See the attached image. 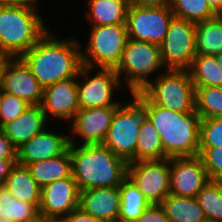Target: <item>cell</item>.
<instances>
[{
  "label": "cell",
  "instance_id": "cell-29",
  "mask_svg": "<svg viewBox=\"0 0 222 222\" xmlns=\"http://www.w3.org/2000/svg\"><path fill=\"white\" fill-rule=\"evenodd\" d=\"M38 215L39 209L34 204L16 199L4 185H0V217L26 222Z\"/></svg>",
  "mask_w": 222,
  "mask_h": 222
},
{
  "label": "cell",
  "instance_id": "cell-35",
  "mask_svg": "<svg viewBox=\"0 0 222 222\" xmlns=\"http://www.w3.org/2000/svg\"><path fill=\"white\" fill-rule=\"evenodd\" d=\"M201 158L210 180H222V146L215 148H199Z\"/></svg>",
  "mask_w": 222,
  "mask_h": 222
},
{
  "label": "cell",
  "instance_id": "cell-33",
  "mask_svg": "<svg viewBox=\"0 0 222 222\" xmlns=\"http://www.w3.org/2000/svg\"><path fill=\"white\" fill-rule=\"evenodd\" d=\"M222 146V117L201 119L199 148Z\"/></svg>",
  "mask_w": 222,
  "mask_h": 222
},
{
  "label": "cell",
  "instance_id": "cell-39",
  "mask_svg": "<svg viewBox=\"0 0 222 222\" xmlns=\"http://www.w3.org/2000/svg\"><path fill=\"white\" fill-rule=\"evenodd\" d=\"M17 163V159H0V185H4L11 168Z\"/></svg>",
  "mask_w": 222,
  "mask_h": 222
},
{
  "label": "cell",
  "instance_id": "cell-44",
  "mask_svg": "<svg viewBox=\"0 0 222 222\" xmlns=\"http://www.w3.org/2000/svg\"><path fill=\"white\" fill-rule=\"evenodd\" d=\"M46 219H47L46 217H44L43 215L39 214L34 219L28 220L26 222H46Z\"/></svg>",
  "mask_w": 222,
  "mask_h": 222
},
{
  "label": "cell",
  "instance_id": "cell-4",
  "mask_svg": "<svg viewBox=\"0 0 222 222\" xmlns=\"http://www.w3.org/2000/svg\"><path fill=\"white\" fill-rule=\"evenodd\" d=\"M37 3L0 6V55L20 58L48 31Z\"/></svg>",
  "mask_w": 222,
  "mask_h": 222
},
{
  "label": "cell",
  "instance_id": "cell-21",
  "mask_svg": "<svg viewBox=\"0 0 222 222\" xmlns=\"http://www.w3.org/2000/svg\"><path fill=\"white\" fill-rule=\"evenodd\" d=\"M4 186L16 199L34 204L39 209L42 188L33 179L27 166L16 163L11 168Z\"/></svg>",
  "mask_w": 222,
  "mask_h": 222
},
{
  "label": "cell",
  "instance_id": "cell-28",
  "mask_svg": "<svg viewBox=\"0 0 222 222\" xmlns=\"http://www.w3.org/2000/svg\"><path fill=\"white\" fill-rule=\"evenodd\" d=\"M187 70L194 86H222V69L214 56L196 55Z\"/></svg>",
  "mask_w": 222,
  "mask_h": 222
},
{
  "label": "cell",
  "instance_id": "cell-6",
  "mask_svg": "<svg viewBox=\"0 0 222 222\" xmlns=\"http://www.w3.org/2000/svg\"><path fill=\"white\" fill-rule=\"evenodd\" d=\"M142 89L155 105L176 112L195 110V86L188 70L166 69Z\"/></svg>",
  "mask_w": 222,
  "mask_h": 222
},
{
  "label": "cell",
  "instance_id": "cell-14",
  "mask_svg": "<svg viewBox=\"0 0 222 222\" xmlns=\"http://www.w3.org/2000/svg\"><path fill=\"white\" fill-rule=\"evenodd\" d=\"M80 189L71 176L42 187L39 214L47 219H64L79 207Z\"/></svg>",
  "mask_w": 222,
  "mask_h": 222
},
{
  "label": "cell",
  "instance_id": "cell-48",
  "mask_svg": "<svg viewBox=\"0 0 222 222\" xmlns=\"http://www.w3.org/2000/svg\"><path fill=\"white\" fill-rule=\"evenodd\" d=\"M217 16L222 18V10H221V12Z\"/></svg>",
  "mask_w": 222,
  "mask_h": 222
},
{
  "label": "cell",
  "instance_id": "cell-45",
  "mask_svg": "<svg viewBox=\"0 0 222 222\" xmlns=\"http://www.w3.org/2000/svg\"><path fill=\"white\" fill-rule=\"evenodd\" d=\"M214 57L216 58V62L218 63V65L222 69V54L215 55Z\"/></svg>",
  "mask_w": 222,
  "mask_h": 222
},
{
  "label": "cell",
  "instance_id": "cell-18",
  "mask_svg": "<svg viewBox=\"0 0 222 222\" xmlns=\"http://www.w3.org/2000/svg\"><path fill=\"white\" fill-rule=\"evenodd\" d=\"M70 145L69 136L51 133L45 129L17 149V163L23 166L65 153Z\"/></svg>",
  "mask_w": 222,
  "mask_h": 222
},
{
  "label": "cell",
  "instance_id": "cell-11",
  "mask_svg": "<svg viewBox=\"0 0 222 222\" xmlns=\"http://www.w3.org/2000/svg\"><path fill=\"white\" fill-rule=\"evenodd\" d=\"M173 16L170 6L141 7L130 4L126 20L128 38L160 45Z\"/></svg>",
  "mask_w": 222,
  "mask_h": 222
},
{
  "label": "cell",
  "instance_id": "cell-20",
  "mask_svg": "<svg viewBox=\"0 0 222 222\" xmlns=\"http://www.w3.org/2000/svg\"><path fill=\"white\" fill-rule=\"evenodd\" d=\"M46 117L41 105H29L16 119L4 124L0 129L18 149L46 127Z\"/></svg>",
  "mask_w": 222,
  "mask_h": 222
},
{
  "label": "cell",
  "instance_id": "cell-22",
  "mask_svg": "<svg viewBox=\"0 0 222 222\" xmlns=\"http://www.w3.org/2000/svg\"><path fill=\"white\" fill-rule=\"evenodd\" d=\"M33 179L42 188L51 182L72 176L69 149L60 156L27 165Z\"/></svg>",
  "mask_w": 222,
  "mask_h": 222
},
{
  "label": "cell",
  "instance_id": "cell-16",
  "mask_svg": "<svg viewBox=\"0 0 222 222\" xmlns=\"http://www.w3.org/2000/svg\"><path fill=\"white\" fill-rule=\"evenodd\" d=\"M119 107L79 109L70 124L73 134L83 140L82 145L102 144Z\"/></svg>",
  "mask_w": 222,
  "mask_h": 222
},
{
  "label": "cell",
  "instance_id": "cell-26",
  "mask_svg": "<svg viewBox=\"0 0 222 222\" xmlns=\"http://www.w3.org/2000/svg\"><path fill=\"white\" fill-rule=\"evenodd\" d=\"M120 212L118 222H134L151 204L141 191L126 178L119 186Z\"/></svg>",
  "mask_w": 222,
  "mask_h": 222
},
{
  "label": "cell",
  "instance_id": "cell-3",
  "mask_svg": "<svg viewBox=\"0 0 222 222\" xmlns=\"http://www.w3.org/2000/svg\"><path fill=\"white\" fill-rule=\"evenodd\" d=\"M148 119L158 131L168 158L198 156L201 117L196 110L176 112L148 99Z\"/></svg>",
  "mask_w": 222,
  "mask_h": 222
},
{
  "label": "cell",
  "instance_id": "cell-31",
  "mask_svg": "<svg viewBox=\"0 0 222 222\" xmlns=\"http://www.w3.org/2000/svg\"><path fill=\"white\" fill-rule=\"evenodd\" d=\"M196 199L208 222H222V183L210 180L197 194Z\"/></svg>",
  "mask_w": 222,
  "mask_h": 222
},
{
  "label": "cell",
  "instance_id": "cell-10",
  "mask_svg": "<svg viewBox=\"0 0 222 222\" xmlns=\"http://www.w3.org/2000/svg\"><path fill=\"white\" fill-rule=\"evenodd\" d=\"M127 178L151 204H161L170 194L169 158L128 163Z\"/></svg>",
  "mask_w": 222,
  "mask_h": 222
},
{
  "label": "cell",
  "instance_id": "cell-7",
  "mask_svg": "<svg viewBox=\"0 0 222 222\" xmlns=\"http://www.w3.org/2000/svg\"><path fill=\"white\" fill-rule=\"evenodd\" d=\"M163 67L159 45L128 38L115 72L120 82L121 76L125 73L124 81L131 93H134L142 91L147 86L150 82L147 79L149 74Z\"/></svg>",
  "mask_w": 222,
  "mask_h": 222
},
{
  "label": "cell",
  "instance_id": "cell-25",
  "mask_svg": "<svg viewBox=\"0 0 222 222\" xmlns=\"http://www.w3.org/2000/svg\"><path fill=\"white\" fill-rule=\"evenodd\" d=\"M196 55L215 56L222 54V18L196 23Z\"/></svg>",
  "mask_w": 222,
  "mask_h": 222
},
{
  "label": "cell",
  "instance_id": "cell-46",
  "mask_svg": "<svg viewBox=\"0 0 222 222\" xmlns=\"http://www.w3.org/2000/svg\"><path fill=\"white\" fill-rule=\"evenodd\" d=\"M46 222H66L64 219H46Z\"/></svg>",
  "mask_w": 222,
  "mask_h": 222
},
{
  "label": "cell",
  "instance_id": "cell-23",
  "mask_svg": "<svg viewBox=\"0 0 222 222\" xmlns=\"http://www.w3.org/2000/svg\"><path fill=\"white\" fill-rule=\"evenodd\" d=\"M92 26L126 24L129 0H88Z\"/></svg>",
  "mask_w": 222,
  "mask_h": 222
},
{
  "label": "cell",
  "instance_id": "cell-41",
  "mask_svg": "<svg viewBox=\"0 0 222 222\" xmlns=\"http://www.w3.org/2000/svg\"><path fill=\"white\" fill-rule=\"evenodd\" d=\"M36 0H0V6H18L27 3H36Z\"/></svg>",
  "mask_w": 222,
  "mask_h": 222
},
{
  "label": "cell",
  "instance_id": "cell-30",
  "mask_svg": "<svg viewBox=\"0 0 222 222\" xmlns=\"http://www.w3.org/2000/svg\"><path fill=\"white\" fill-rule=\"evenodd\" d=\"M195 110L201 119L222 117V86H195Z\"/></svg>",
  "mask_w": 222,
  "mask_h": 222
},
{
  "label": "cell",
  "instance_id": "cell-5",
  "mask_svg": "<svg viewBox=\"0 0 222 222\" xmlns=\"http://www.w3.org/2000/svg\"><path fill=\"white\" fill-rule=\"evenodd\" d=\"M115 111L103 146L127 163L135 162L140 126L148 119V98L140 91Z\"/></svg>",
  "mask_w": 222,
  "mask_h": 222
},
{
  "label": "cell",
  "instance_id": "cell-17",
  "mask_svg": "<svg viewBox=\"0 0 222 222\" xmlns=\"http://www.w3.org/2000/svg\"><path fill=\"white\" fill-rule=\"evenodd\" d=\"M77 78L58 81L44 88L42 109L49 116L72 121L79 110ZM51 114V115H49Z\"/></svg>",
  "mask_w": 222,
  "mask_h": 222
},
{
  "label": "cell",
  "instance_id": "cell-42",
  "mask_svg": "<svg viewBox=\"0 0 222 222\" xmlns=\"http://www.w3.org/2000/svg\"><path fill=\"white\" fill-rule=\"evenodd\" d=\"M210 8L218 15L222 10V0H207Z\"/></svg>",
  "mask_w": 222,
  "mask_h": 222
},
{
  "label": "cell",
  "instance_id": "cell-24",
  "mask_svg": "<svg viewBox=\"0 0 222 222\" xmlns=\"http://www.w3.org/2000/svg\"><path fill=\"white\" fill-rule=\"evenodd\" d=\"M161 206L170 222H208L196 197L169 194Z\"/></svg>",
  "mask_w": 222,
  "mask_h": 222
},
{
  "label": "cell",
  "instance_id": "cell-40",
  "mask_svg": "<svg viewBox=\"0 0 222 222\" xmlns=\"http://www.w3.org/2000/svg\"><path fill=\"white\" fill-rule=\"evenodd\" d=\"M129 3L141 7H168L171 0H129Z\"/></svg>",
  "mask_w": 222,
  "mask_h": 222
},
{
  "label": "cell",
  "instance_id": "cell-2",
  "mask_svg": "<svg viewBox=\"0 0 222 222\" xmlns=\"http://www.w3.org/2000/svg\"><path fill=\"white\" fill-rule=\"evenodd\" d=\"M72 177L80 191L119 187L127 178L128 163L102 144L78 145L69 138Z\"/></svg>",
  "mask_w": 222,
  "mask_h": 222
},
{
  "label": "cell",
  "instance_id": "cell-8",
  "mask_svg": "<svg viewBox=\"0 0 222 222\" xmlns=\"http://www.w3.org/2000/svg\"><path fill=\"white\" fill-rule=\"evenodd\" d=\"M91 27L86 54L83 51L81 54L82 64L90 68L115 69L128 40L126 24Z\"/></svg>",
  "mask_w": 222,
  "mask_h": 222
},
{
  "label": "cell",
  "instance_id": "cell-15",
  "mask_svg": "<svg viewBox=\"0 0 222 222\" xmlns=\"http://www.w3.org/2000/svg\"><path fill=\"white\" fill-rule=\"evenodd\" d=\"M2 91L15 95L29 105H41L44 88L21 58H8L2 73Z\"/></svg>",
  "mask_w": 222,
  "mask_h": 222
},
{
  "label": "cell",
  "instance_id": "cell-43",
  "mask_svg": "<svg viewBox=\"0 0 222 222\" xmlns=\"http://www.w3.org/2000/svg\"><path fill=\"white\" fill-rule=\"evenodd\" d=\"M7 59H8L7 57H3V56L0 57V91L2 88V73H3L4 66H5V61Z\"/></svg>",
  "mask_w": 222,
  "mask_h": 222
},
{
  "label": "cell",
  "instance_id": "cell-32",
  "mask_svg": "<svg viewBox=\"0 0 222 222\" xmlns=\"http://www.w3.org/2000/svg\"><path fill=\"white\" fill-rule=\"evenodd\" d=\"M174 17L193 23H200L215 18L217 14L210 8L207 0H171Z\"/></svg>",
  "mask_w": 222,
  "mask_h": 222
},
{
  "label": "cell",
  "instance_id": "cell-13",
  "mask_svg": "<svg viewBox=\"0 0 222 222\" xmlns=\"http://www.w3.org/2000/svg\"><path fill=\"white\" fill-rule=\"evenodd\" d=\"M170 194L196 197L210 181L199 156L169 158Z\"/></svg>",
  "mask_w": 222,
  "mask_h": 222
},
{
  "label": "cell",
  "instance_id": "cell-47",
  "mask_svg": "<svg viewBox=\"0 0 222 222\" xmlns=\"http://www.w3.org/2000/svg\"><path fill=\"white\" fill-rule=\"evenodd\" d=\"M0 222H14L13 220H10L8 218H2L0 217Z\"/></svg>",
  "mask_w": 222,
  "mask_h": 222
},
{
  "label": "cell",
  "instance_id": "cell-12",
  "mask_svg": "<svg viewBox=\"0 0 222 222\" xmlns=\"http://www.w3.org/2000/svg\"><path fill=\"white\" fill-rule=\"evenodd\" d=\"M97 74L89 77L93 68L82 66L78 77H87L84 83L77 82L79 109L107 108L121 106V103L112 101L115 88L122 84L113 68H98ZM81 75V76H80Z\"/></svg>",
  "mask_w": 222,
  "mask_h": 222
},
{
  "label": "cell",
  "instance_id": "cell-34",
  "mask_svg": "<svg viewBox=\"0 0 222 222\" xmlns=\"http://www.w3.org/2000/svg\"><path fill=\"white\" fill-rule=\"evenodd\" d=\"M29 106L27 102L21 98L0 91V128L16 119L20 114H22L25 109Z\"/></svg>",
  "mask_w": 222,
  "mask_h": 222
},
{
  "label": "cell",
  "instance_id": "cell-37",
  "mask_svg": "<svg viewBox=\"0 0 222 222\" xmlns=\"http://www.w3.org/2000/svg\"><path fill=\"white\" fill-rule=\"evenodd\" d=\"M0 159H17V149L0 129Z\"/></svg>",
  "mask_w": 222,
  "mask_h": 222
},
{
  "label": "cell",
  "instance_id": "cell-36",
  "mask_svg": "<svg viewBox=\"0 0 222 222\" xmlns=\"http://www.w3.org/2000/svg\"><path fill=\"white\" fill-rule=\"evenodd\" d=\"M134 222H170V220L161 204H154L147 207Z\"/></svg>",
  "mask_w": 222,
  "mask_h": 222
},
{
  "label": "cell",
  "instance_id": "cell-19",
  "mask_svg": "<svg viewBox=\"0 0 222 222\" xmlns=\"http://www.w3.org/2000/svg\"><path fill=\"white\" fill-rule=\"evenodd\" d=\"M83 212L106 222H118L119 187H96L80 192L79 207Z\"/></svg>",
  "mask_w": 222,
  "mask_h": 222
},
{
  "label": "cell",
  "instance_id": "cell-27",
  "mask_svg": "<svg viewBox=\"0 0 222 222\" xmlns=\"http://www.w3.org/2000/svg\"><path fill=\"white\" fill-rule=\"evenodd\" d=\"M137 139L135 162L168 158L164 153L160 135L149 119L140 126Z\"/></svg>",
  "mask_w": 222,
  "mask_h": 222
},
{
  "label": "cell",
  "instance_id": "cell-1",
  "mask_svg": "<svg viewBox=\"0 0 222 222\" xmlns=\"http://www.w3.org/2000/svg\"><path fill=\"white\" fill-rule=\"evenodd\" d=\"M49 30L20 58L43 88L58 81L79 78L83 66L78 40H58Z\"/></svg>",
  "mask_w": 222,
  "mask_h": 222
},
{
  "label": "cell",
  "instance_id": "cell-9",
  "mask_svg": "<svg viewBox=\"0 0 222 222\" xmlns=\"http://www.w3.org/2000/svg\"><path fill=\"white\" fill-rule=\"evenodd\" d=\"M195 32V23L173 16L159 45L166 69L187 70L191 66L196 56Z\"/></svg>",
  "mask_w": 222,
  "mask_h": 222
},
{
  "label": "cell",
  "instance_id": "cell-38",
  "mask_svg": "<svg viewBox=\"0 0 222 222\" xmlns=\"http://www.w3.org/2000/svg\"><path fill=\"white\" fill-rule=\"evenodd\" d=\"M64 220L66 222H106L83 212L80 208L74 209Z\"/></svg>",
  "mask_w": 222,
  "mask_h": 222
}]
</instances>
